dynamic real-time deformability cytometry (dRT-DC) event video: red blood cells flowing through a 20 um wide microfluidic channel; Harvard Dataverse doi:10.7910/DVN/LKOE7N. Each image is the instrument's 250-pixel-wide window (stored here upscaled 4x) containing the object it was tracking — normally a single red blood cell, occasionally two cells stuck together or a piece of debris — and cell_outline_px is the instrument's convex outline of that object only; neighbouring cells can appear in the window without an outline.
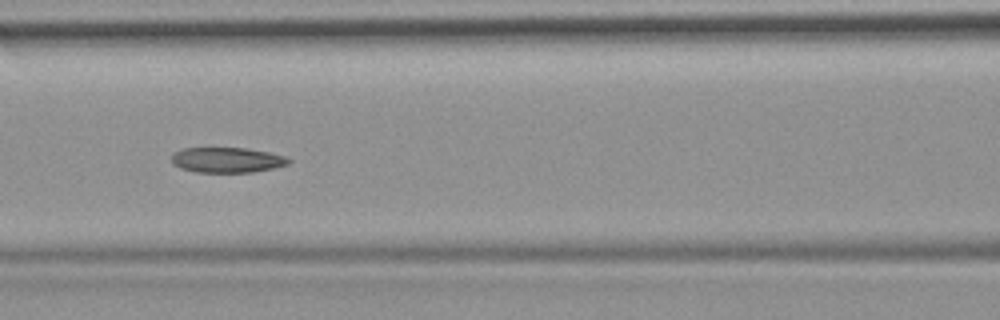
{"species": "common noctule bat (a hibernating species)", "species_latin": "Nyctalus noctula", "temperature_condition": "room temperature", "stored_images_in_passage": 42, "camera_frame_rate_fps": 3000, "um_per_image_px": 0.085, "animal": {"sex": "female", "body_mass_g": 19.9}, "frame": {"image": 1, "passage_image": 13, "time_ms": 4.0, "image_size_px": [1000, 320], "cell_outline_px": [[292, 160], [288, 164], [272, 168], [252, 172], [196, 172], [180, 168], [172, 164], [172, 152], [184, 148], [248, 148], [288, 156]], "centroid_in_image_um": [19.3, 13.59], "position_along_channel_um": 147.3, "area_um2": 17.34}, "authors_computed_cell_mechanics": {"area_um2": 18.207, "velocity_mm_per_s": 3.8141, "shape_relaxation_time_tau1_ms": 10.4531, "shape_relaxation_time_tau2_ms": 3.0531, "deformation_change_tau1": 0.1675, "deformation_change_tau2": 0.0843}}